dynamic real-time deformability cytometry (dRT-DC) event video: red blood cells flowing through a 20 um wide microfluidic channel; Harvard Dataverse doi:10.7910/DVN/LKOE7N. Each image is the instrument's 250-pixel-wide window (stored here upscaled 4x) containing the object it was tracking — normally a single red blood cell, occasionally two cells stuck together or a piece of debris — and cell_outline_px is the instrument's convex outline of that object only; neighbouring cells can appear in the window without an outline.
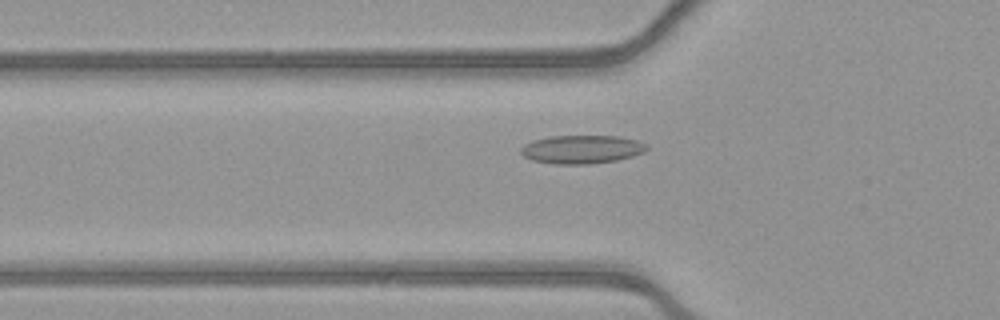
{"species": "common noctule bat (a hibernating species)", "species_latin": "Nyctalus noctula", "temperature_condition": "warm", "stored_images_in_passage": 45, "camera_frame_rate_fps": 3000, "um_per_image_px": 0.085, "animal": {"sex": "female", "body_mass_g": 21.9}, "frame": {"image": 1, "passage_image": 10, "time_ms": 3.0, "image_size_px": [1000, 320], "cell_outline_px": [[648, 148], [644, 152], [632, 156], [616, 160], [588, 164], [552, 164], [532, 160], [524, 156], [520, 152], [520, 148], [524, 144], [532, 140], [552, 136], [616, 136], [636, 140], [648, 144]], "centroid_in_image_um": [49.43, 12.69], "position_along_channel_um": 76.4, "area_um2": 20.87}}
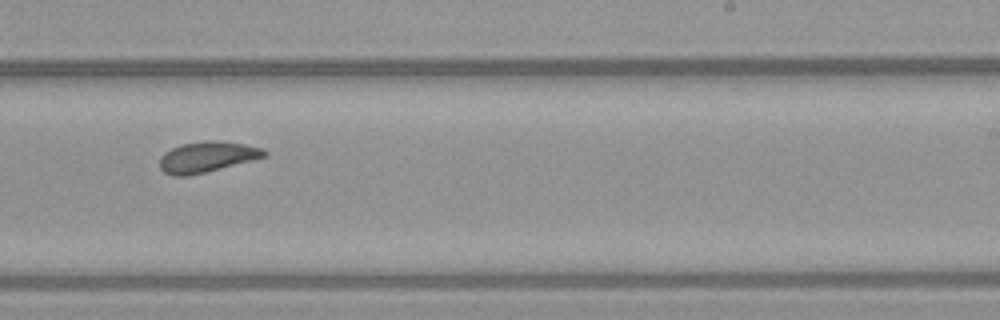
{"frame": {"image": 2, "passage_image": 25, "time_ms": 8.0, "image_size_px": [1000, 320], "cell_outline_px": [[268, 156], [188, 176], [172, 176], [164, 172], [160, 168], [160, 156], [164, 152], [180, 144], [204, 140], [212, 140], [244, 144], [264, 148], [268, 152]], "centroid_in_image_um": [17.59, 13.33], "position_along_channel_um": 271.4, "area_um2": 18.73}}
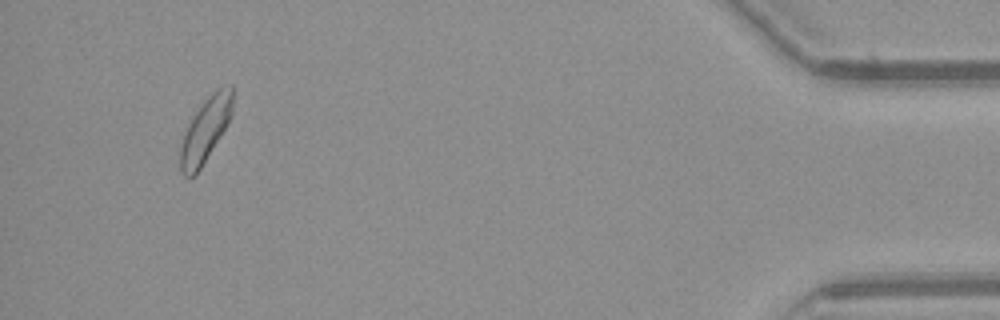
{"frame": {"image": 3, "passage_image": 42, "time_ms": 13.667, "image_size_px": [1000, 320], "cell_outline_px": [[232, 116], [220, 136], [200, 168], [192, 176], [184, 176], [180, 168], [180, 144], [188, 120], [204, 100], [216, 88], [232, 84]], "centroid_in_image_um": [17.44, 10.99], "position_along_channel_um": 417.8, "area_um2": 19.54}, "authors_computed_cell_mechanics": {"area_um2": 18.9006, "velocity_mm_per_s": 3.8765, "shape_relaxation_time_tau1_ms": null, "shape_relaxation_time_tau2_ms": 2.1401, "deformation_change_tau1": null, "deformation_change_tau2": 0.0733}}